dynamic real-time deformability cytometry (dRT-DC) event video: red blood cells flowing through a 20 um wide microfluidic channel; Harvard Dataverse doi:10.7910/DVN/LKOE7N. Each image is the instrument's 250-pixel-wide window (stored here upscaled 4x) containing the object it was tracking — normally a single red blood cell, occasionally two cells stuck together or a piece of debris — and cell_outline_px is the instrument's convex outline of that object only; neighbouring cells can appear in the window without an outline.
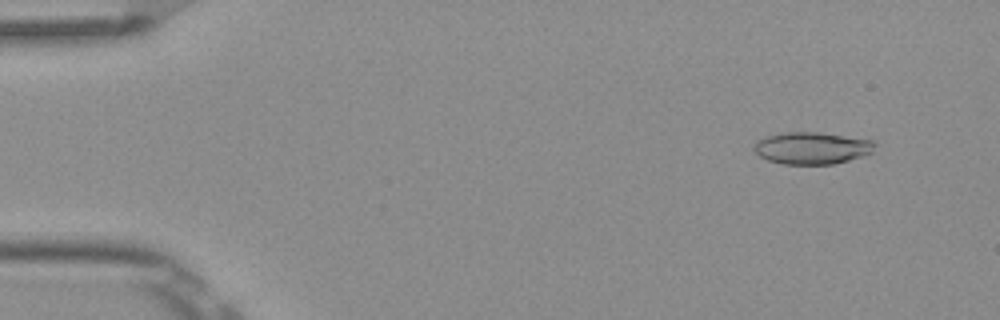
{"species": "Egyptian fruit bat (a non-hibernating species)", "species_latin": "Rousettus aegyptiacus", "temperature_condition": "room temperature", "stored_images_in_passage": 5, "camera_frame_rate_fps": 3000, "um_per_image_px": 0.085, "frame": {"image": 1, "passage_image": 1, "time_ms": 0.0, "image_size_px": [1000, 320], "cell_outline_px": [[876, 144], [872, 152], [864, 156], [832, 164], [784, 164], [768, 160], [760, 156], [752, 148], [756, 140], [764, 136], [784, 132], [820, 132], [872, 140]], "centroid_in_image_um": [68.99, 12.57], "position_along_channel_um": 16.0, "area_um2": 22.66}}
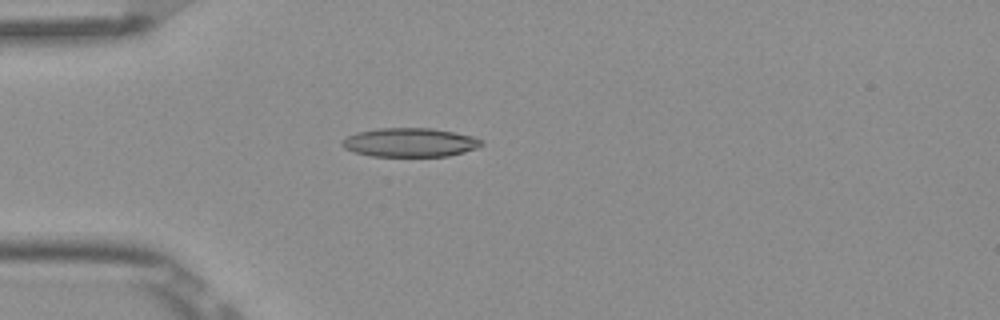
{"frame": {"image": 2, "passage_image": 4, "time_ms": 1.0, "image_size_px": [1000, 320], "cell_outline_px": [[484, 144], [476, 148], [464, 152], [448, 156], [368, 156], [352, 152], [344, 148], [340, 144], [340, 140], [356, 132], [376, 128], [432, 128], [472, 136], [484, 140]], "centroid_in_image_um": [34.8, 12.11], "position_along_channel_um": 50.2, "area_um2": 23.7}}